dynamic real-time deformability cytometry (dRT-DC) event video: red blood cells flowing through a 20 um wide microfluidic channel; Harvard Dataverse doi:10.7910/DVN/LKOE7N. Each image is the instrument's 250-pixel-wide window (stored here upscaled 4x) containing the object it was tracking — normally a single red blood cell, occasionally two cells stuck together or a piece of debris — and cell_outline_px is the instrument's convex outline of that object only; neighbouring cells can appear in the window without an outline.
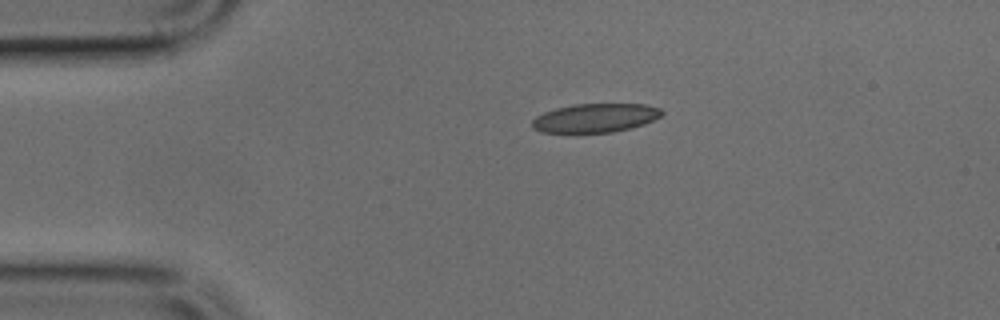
{"species": "common noctule bat (a hibernating species)", "species_latin": "Nyctalus noctula", "temperature_condition": "cold", "stored_images_in_passage": 2, "camera_frame_rate_fps": 3000, "um_per_image_px": 0.085, "animal": {"sex": "male", "body_mass_g": 17.9, "forearm_length_mm": 54.2}, "frame": {"image": 1, "passage_image": 1, "time_ms": 0.0, "image_size_px": [1000, 320], "cell_outline_px": [[664, 112], [660, 116], [644, 124], [612, 132], [540, 132], [532, 128], [532, 120], [536, 116], [544, 112], [556, 108], [576, 104], [644, 104], [660, 108]], "centroid_in_image_um": [50.58, 10.02], "position_along_channel_um": 34.4, "area_um2": 21.56}}